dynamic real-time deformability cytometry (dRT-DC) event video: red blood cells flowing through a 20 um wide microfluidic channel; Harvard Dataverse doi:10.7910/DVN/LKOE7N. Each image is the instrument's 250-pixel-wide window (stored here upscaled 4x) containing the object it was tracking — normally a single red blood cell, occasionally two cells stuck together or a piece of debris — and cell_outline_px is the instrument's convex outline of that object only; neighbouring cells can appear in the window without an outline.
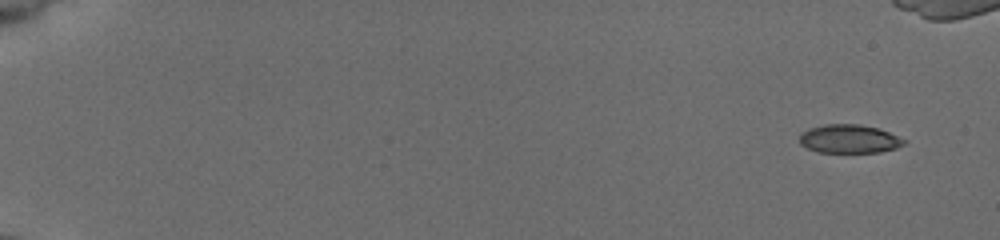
{"species": "common noctule bat (a hibernating species)", "species_latin": "Nyctalus noctula", "temperature_condition": "cold", "stored_images_in_passage": 48, "camera_frame_rate_fps": 3000, "um_per_image_px": 0.085, "animal": {"sex": "female", "body_mass_g": 19.5, "forearm_length_mm": 54.1}, "frame": {"image": 1, "passage_image": 1, "time_ms": 0.0, "image_size_px": [1000, 240], "cell_outline_px": [[908, 140], [904, 144], [896, 148], [880, 152], [820, 152], [808, 148], [800, 144], [800, 132], [808, 128], [824, 124], [860, 124], [880, 128]], "centroid_in_image_um": [72.2, 11.79], "position_along_channel_um": 12.8, "area_um2": 17.57}}
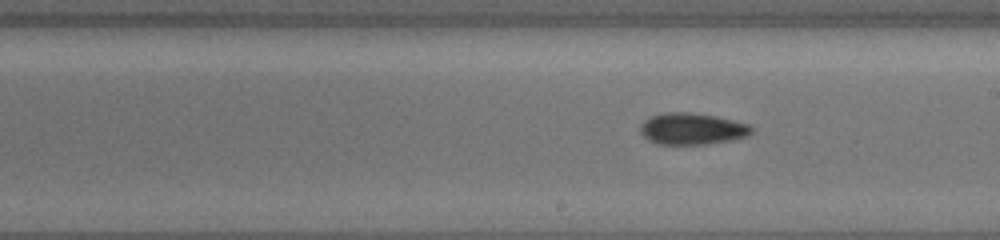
{"frame": {"image": 2, "passage_image": 31, "time_ms": 10.0, "image_size_px": [1000, 240], "cell_outline_px": [[756, 128], [748, 136], [732, 140], [704, 144], [656, 144], [648, 140], [640, 132], [640, 124], [644, 120], [652, 116], [664, 112], [688, 112], [712, 116], [732, 120], [748, 124]], "centroid_in_image_um": [58.82, 10.95], "position_along_channel_um": 230.2, "area_um2": 20.46}}
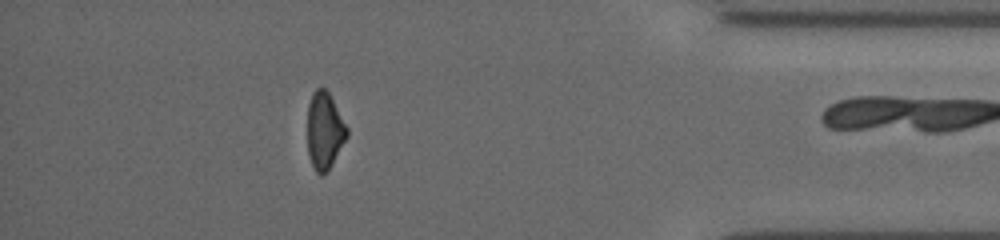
{"frame": {"image": 3, "passage_image": 47, "time_ms": 15.333, "image_size_px": [1000, 240], "cell_outline_px": [[348, 136], [332, 164], [320, 176], [316, 172], [308, 156], [308, 104], [312, 92], [316, 88], [324, 88], [328, 92], [348, 128]], "centroid_in_image_um": [27.58, 11.1], "position_along_channel_um": 407.6, "area_um2": 17.57}}